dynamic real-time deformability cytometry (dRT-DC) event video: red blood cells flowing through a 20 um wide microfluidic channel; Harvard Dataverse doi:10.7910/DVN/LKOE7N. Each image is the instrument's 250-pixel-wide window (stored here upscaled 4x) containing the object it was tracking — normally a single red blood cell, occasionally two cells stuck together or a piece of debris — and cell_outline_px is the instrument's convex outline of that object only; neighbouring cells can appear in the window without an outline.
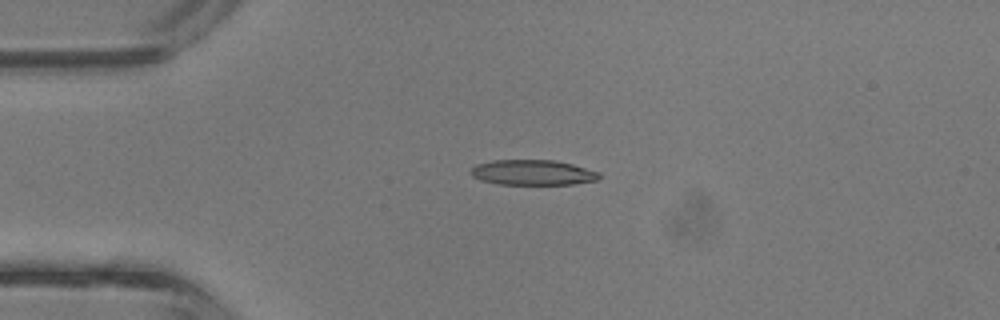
{"species": "common noctule bat (a hibernating species)", "species_latin": "Nyctalus noctula", "temperature_condition": "room temperature", "stored_images_in_passage": 3, "camera_frame_rate_fps": 3000, "um_per_image_px": 0.085, "animal": {"sex": "male", "body_mass_g": 13.3}, "frame": {"image": 1, "passage_image": 3, "time_ms": 0.667, "image_size_px": [1000, 320], "cell_outline_px": [[600, 176], [596, 180], [572, 184], [496, 184], [480, 180], [472, 176], [468, 172], [476, 164], [492, 160], [556, 160], [572, 164], [600, 172]], "centroid_in_image_um": [45.24, 14.66], "position_along_channel_um": 39.8, "area_um2": 18.96}}